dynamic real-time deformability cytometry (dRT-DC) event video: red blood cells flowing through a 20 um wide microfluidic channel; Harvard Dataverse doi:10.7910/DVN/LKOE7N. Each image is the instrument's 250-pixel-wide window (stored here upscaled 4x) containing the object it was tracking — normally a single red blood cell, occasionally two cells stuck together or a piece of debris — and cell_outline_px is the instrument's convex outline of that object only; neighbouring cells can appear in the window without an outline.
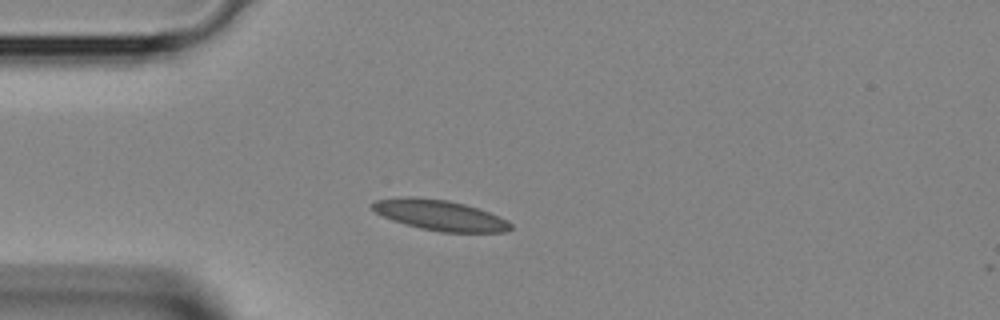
{"species": "Egyptian fruit bat (a non-hibernating species)", "species_latin": "Rousettus aegyptiacus", "temperature_condition": "room temperature", "stored_images_in_passage": 2, "camera_frame_rate_fps": 3000, "um_per_image_px": 0.085, "animal": {"sex": "female"}, "frame": {"image": 1, "passage_image": 2, "time_ms": 0.333, "image_size_px": [1000, 320], "cell_outline_px": [[512, 228], [504, 232], [440, 232], [420, 228], [404, 224], [392, 220], [376, 212], [368, 204], [376, 200], [408, 196], [416, 196], [448, 200], [464, 204], [488, 212], [508, 220], [512, 224]], "centroid_in_image_um": [37.37, 18.28], "position_along_channel_um": 47.6, "area_um2": 24.57}}